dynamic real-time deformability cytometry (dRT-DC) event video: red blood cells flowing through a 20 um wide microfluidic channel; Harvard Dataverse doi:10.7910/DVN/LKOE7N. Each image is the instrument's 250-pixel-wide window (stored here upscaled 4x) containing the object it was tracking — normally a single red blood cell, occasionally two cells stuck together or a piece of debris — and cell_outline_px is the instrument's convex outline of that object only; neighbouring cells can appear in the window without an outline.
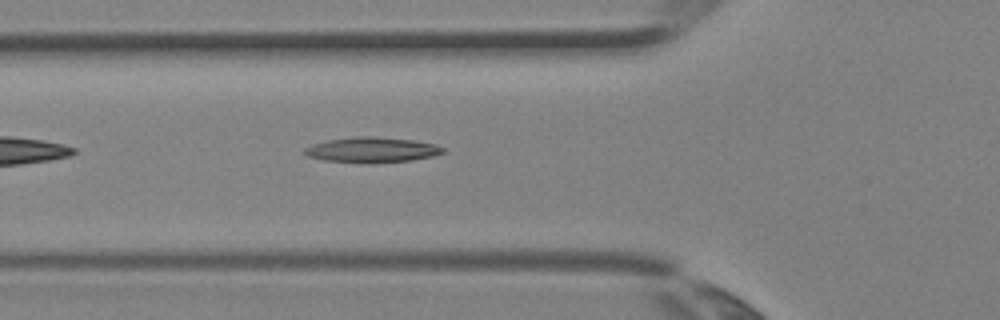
{"species": "Egyptian fruit bat (a non-hibernating species)", "species_latin": "Rousettus aegyptiacus", "temperature_condition": "room temperature", "stored_images_in_passage": 4, "camera_frame_rate_fps": 3000, "um_per_image_px": 0.085, "animal": {"sex": "female"}, "frame": {"image": 1, "passage_image": 4, "time_ms": 1.0, "image_size_px": [1000, 320], "cell_outline_px": [[444, 152], [432, 156], [408, 160], [324, 160], [308, 156], [304, 152], [304, 148], [312, 144], [328, 140], [356, 136], [372, 136], [412, 140], [436, 144], [444, 148]], "centroid_in_image_um": [31.61, 12.68], "position_along_channel_um": 94.2, "area_um2": 19.13}}